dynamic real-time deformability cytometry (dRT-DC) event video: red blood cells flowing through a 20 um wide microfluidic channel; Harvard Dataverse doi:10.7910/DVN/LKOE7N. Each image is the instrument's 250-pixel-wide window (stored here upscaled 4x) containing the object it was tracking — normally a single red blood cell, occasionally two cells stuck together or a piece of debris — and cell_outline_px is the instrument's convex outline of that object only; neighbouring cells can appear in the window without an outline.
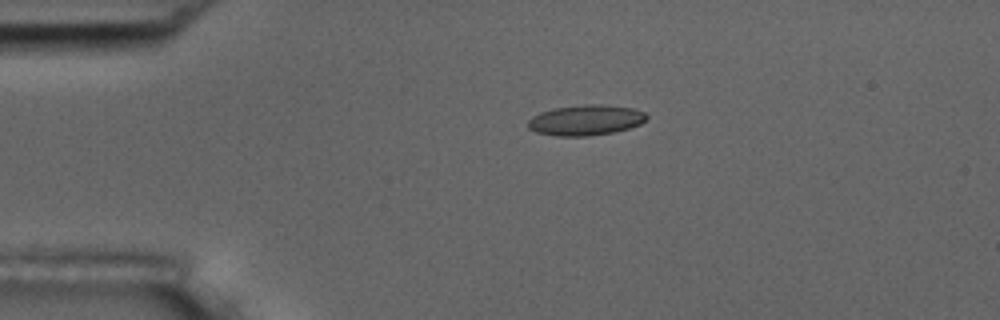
{"species": "common noctule bat (a hibernating species)", "species_latin": "Nyctalus noctula", "temperature_condition": "room temperature", "stored_images_in_passage": 2, "camera_frame_rate_fps": 3000, "um_per_image_px": 0.085, "animal": {"sex": "male", "body_mass_g": 17.5, "forearm_length_mm": 52.3}, "frame": {"image": 1, "passage_image": 1, "time_ms": 0.0, "image_size_px": [1000, 320], "cell_outline_px": [[648, 120], [640, 124], [628, 128], [612, 132], [588, 136], [556, 136], [536, 132], [528, 128], [528, 120], [532, 116], [540, 112], [556, 108], [588, 104], [600, 104], [632, 108], [644, 112], [648, 116]], "centroid_in_image_um": [49.79, 10.21], "position_along_channel_um": 35.2, "area_um2": 20.98}}